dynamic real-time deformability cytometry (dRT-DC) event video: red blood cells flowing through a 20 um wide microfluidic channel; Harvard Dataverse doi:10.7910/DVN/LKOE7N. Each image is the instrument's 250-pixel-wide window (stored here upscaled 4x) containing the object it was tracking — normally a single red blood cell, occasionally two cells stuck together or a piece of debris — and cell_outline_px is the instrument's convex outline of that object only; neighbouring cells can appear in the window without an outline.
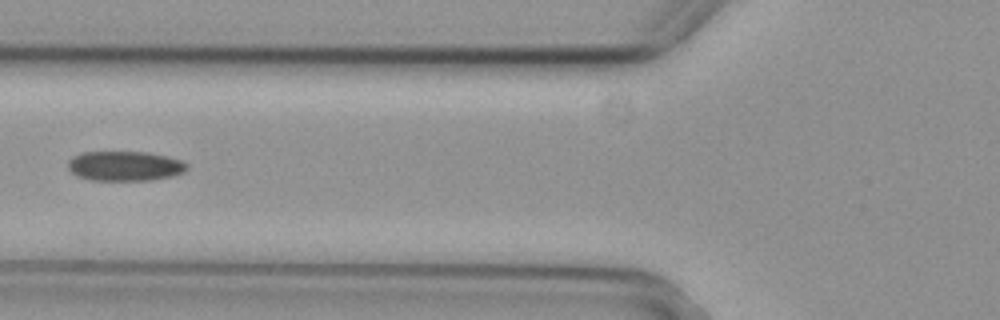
{"species": "common noctule bat (a hibernating species)", "species_latin": "Nyctalus noctula", "temperature_condition": "cold", "stored_images_in_passage": 4, "camera_frame_rate_fps": 3000, "um_per_image_px": 0.085, "animal": {"sex": "female", "body_mass_g": 29.2, "forearm_length_mm": 56.3}, "frame": {"image": 1, "passage_image": 3, "time_ms": 0.667, "image_size_px": [1000, 320], "cell_outline_px": [[188, 168], [184, 172], [172, 176], [152, 180], [92, 180], [80, 176], [72, 172], [68, 168], [68, 160], [72, 156], [80, 152], [148, 152], [168, 156], [180, 160], [188, 164]], "centroid_in_image_um": [10.63, 14.1], "position_along_channel_um": 115.2, "area_um2": 20.69}}
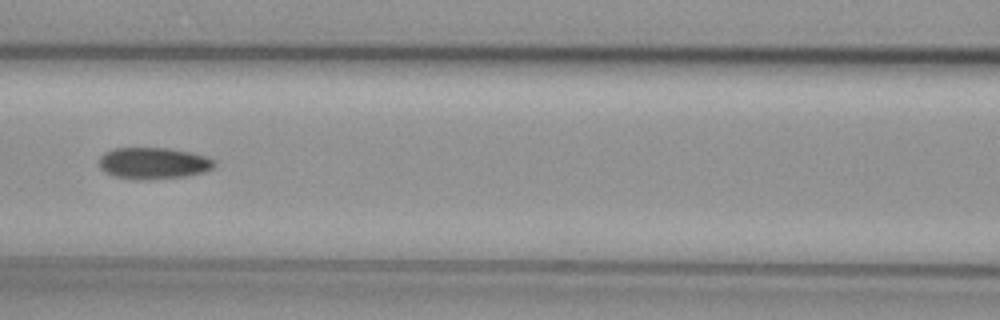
{"frame": {"image": 2, "passage_image": 4, "time_ms": 1.0, "image_size_px": [1000, 320], "cell_outline_px": [[216, 164], [212, 168], [204, 172], [188, 176], [148, 180], [132, 180], [112, 176], [104, 172], [100, 168], [100, 156], [104, 152], [112, 148], [168, 148], [192, 152], [208, 156], [216, 160]], "centroid_in_image_um": [13.05, 13.88], "position_along_channel_um": 153.6, "area_um2": 21.73}}